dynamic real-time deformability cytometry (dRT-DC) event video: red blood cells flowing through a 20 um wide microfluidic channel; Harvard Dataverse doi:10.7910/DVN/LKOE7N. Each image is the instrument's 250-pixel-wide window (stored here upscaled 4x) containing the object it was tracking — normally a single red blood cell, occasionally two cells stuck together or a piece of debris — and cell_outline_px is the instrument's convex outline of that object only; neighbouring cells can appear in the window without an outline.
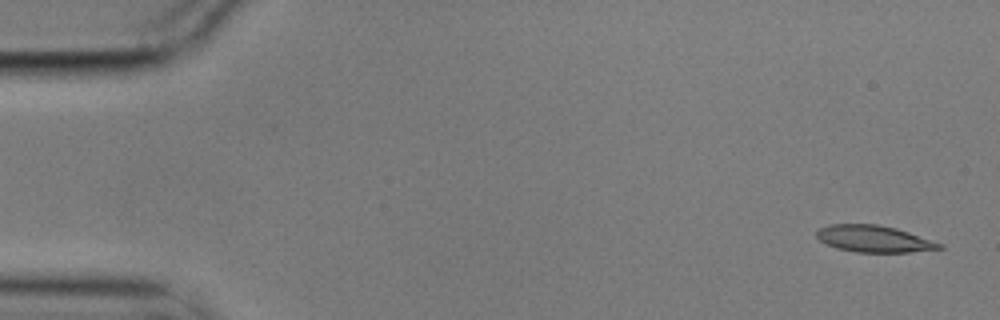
{"species": "common noctule bat (a hibernating species)", "species_latin": "Nyctalus noctula", "temperature_condition": "cold", "stored_images_in_passage": 4, "camera_frame_rate_fps": 3000, "um_per_image_px": 0.085, "animal": {"sex": "male", "body_mass_g": 17.9}, "frame": {"image": 1, "passage_image": 1, "time_ms": 0.0, "image_size_px": [1000, 320], "cell_outline_px": [[944, 248], [908, 252], [856, 252], [836, 248], [820, 240], [816, 236], [816, 232], [820, 228], [828, 224], [876, 224], [896, 228], [944, 244]], "centroid_in_image_um": [74.28, 20.3], "position_along_channel_um": 10.7, "area_um2": 19.02}}